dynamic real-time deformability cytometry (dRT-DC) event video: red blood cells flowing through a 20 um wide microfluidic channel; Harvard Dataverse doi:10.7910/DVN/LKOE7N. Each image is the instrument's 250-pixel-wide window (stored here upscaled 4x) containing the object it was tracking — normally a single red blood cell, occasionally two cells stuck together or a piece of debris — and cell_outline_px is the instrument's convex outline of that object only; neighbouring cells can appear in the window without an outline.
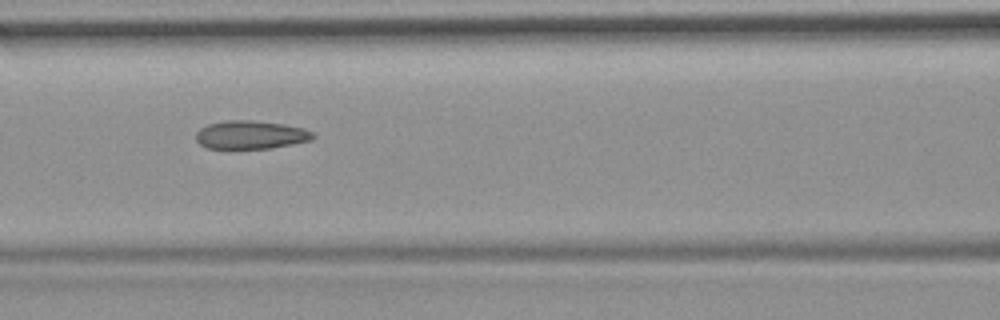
{"species": "common noctule bat (a hibernating species)", "species_latin": "Nyctalus noctula", "temperature_condition": "room temperature", "stored_images_in_passage": 54, "camera_frame_rate_fps": 3000, "um_per_image_px": 0.085, "animal": {"sex": "female", "body_mass_g": 19.9}, "frame": {"image": 1, "passage_image": 24, "time_ms": 7.667, "image_size_px": [1000, 320], "cell_outline_px": [[316, 136], [312, 140], [272, 148], [208, 148], [200, 144], [196, 140], [196, 132], [200, 128], [208, 124], [224, 120], [252, 120], [284, 124], [304, 128], [312, 132]], "centroid_in_image_um": [21.32, 11.45], "position_along_channel_um": 145.3, "area_um2": 19.36}, "authors_computed_cell_mechanics": {"area_um2": 19.9699, "velocity_mm_per_s": 3.7406, "shape_relaxation_time_tau1_ms": null, "shape_relaxation_time_tau2_ms": 2.2703, "deformation_change_tau1": null, "deformation_change_tau2": 0.0898}}